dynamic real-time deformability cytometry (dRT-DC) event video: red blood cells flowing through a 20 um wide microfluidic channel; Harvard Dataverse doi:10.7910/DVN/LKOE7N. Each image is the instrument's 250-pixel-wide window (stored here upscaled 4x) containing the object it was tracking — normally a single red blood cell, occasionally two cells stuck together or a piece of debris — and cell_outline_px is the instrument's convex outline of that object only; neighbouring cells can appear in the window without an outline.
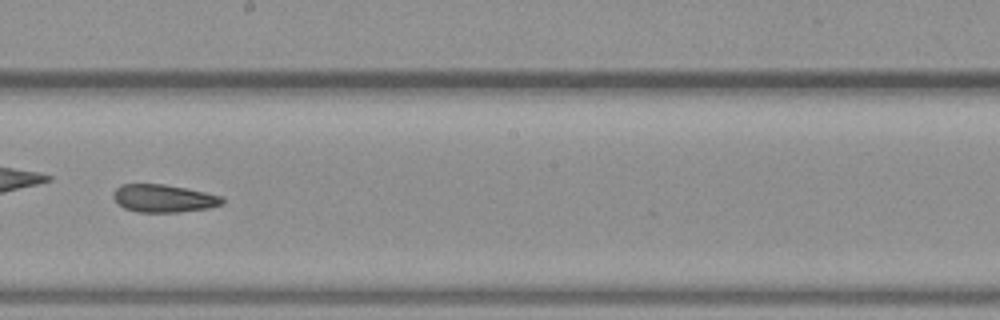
{"species": "common noctule bat (a hibernating species)", "species_latin": "Nyctalus noctula", "temperature_condition": "warm", "stored_images_in_passage": 51, "camera_frame_rate_fps": 3000, "um_per_image_px": 0.085, "animal": {"sex": "female", "body_mass_g": 19.3, "forearm_length_mm": 54.1}, "frame": {"image": 1, "passage_image": 30, "time_ms": 9.667, "image_size_px": [1000, 320], "cell_outline_px": [[224, 204], [208, 208], [176, 212], [136, 212], [124, 208], [112, 196], [112, 192], [120, 184], [164, 184], [204, 192], [220, 196], [224, 200]], "centroid_in_image_um": [13.88, 16.86], "position_along_channel_um": 234.3, "area_um2": 17.51}, "authors_computed_cell_mechanics": {"area_um2": 18.9006, "velocity_mm_per_s": 3.9557, "shape_relaxation_time_tau1_ms": 10.0592, "shape_relaxation_time_tau2_ms": 3.5212, "deformation_change_tau1": 0.2086, "deformation_change_tau2": 0.1233}}